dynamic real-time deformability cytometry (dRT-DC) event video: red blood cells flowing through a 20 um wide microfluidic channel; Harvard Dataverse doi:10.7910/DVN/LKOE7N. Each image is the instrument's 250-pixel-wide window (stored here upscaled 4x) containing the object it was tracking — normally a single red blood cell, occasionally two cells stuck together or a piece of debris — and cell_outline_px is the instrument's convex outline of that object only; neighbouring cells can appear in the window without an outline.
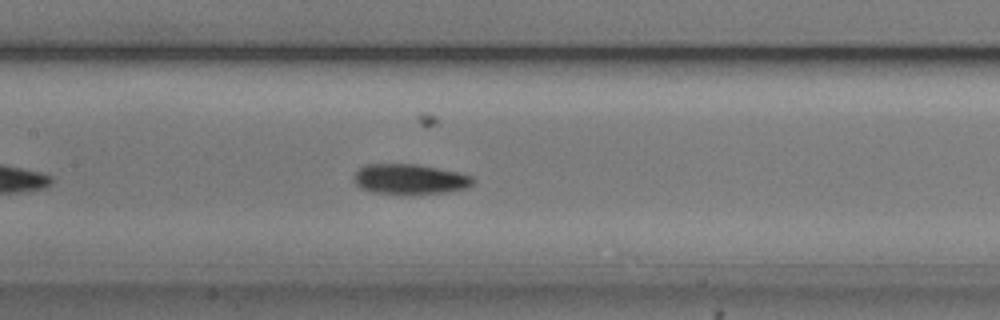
{"species": "common noctule bat (a hibernating species)", "species_latin": "Nyctalus noctula", "temperature_condition": "cold", "stored_images_in_passage": 24, "camera_frame_rate_fps": 3000, "um_per_image_px": 0.085, "animal": {"sex": "male", "body_mass_g": 20.5, "forearm_length_mm": 52.5}, "frame": {"image": 1, "passage_image": 14, "time_ms": 4.333, "image_size_px": [1000, 320], "cell_outline_px": [[476, 180], [472, 184], [464, 188], [444, 192], [408, 196], [400, 196], [372, 192], [360, 188], [352, 180], [352, 176], [364, 164], [416, 164], [456, 172], [472, 176]], "centroid_in_image_um": [34.76, 15.26], "position_along_channel_um": 172.6, "area_um2": 21.44}}